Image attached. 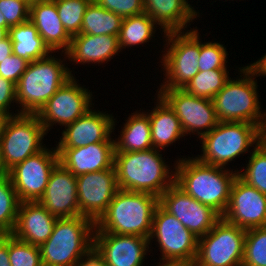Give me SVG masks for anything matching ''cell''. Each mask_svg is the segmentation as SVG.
<instances>
[{"instance_id": "ffe728a7", "label": "cell", "mask_w": 266, "mask_h": 266, "mask_svg": "<svg viewBox=\"0 0 266 266\" xmlns=\"http://www.w3.org/2000/svg\"><path fill=\"white\" fill-rule=\"evenodd\" d=\"M38 202L58 218L80 215L76 176L58 162L52 169L45 193Z\"/></svg>"}, {"instance_id": "44dd1931", "label": "cell", "mask_w": 266, "mask_h": 266, "mask_svg": "<svg viewBox=\"0 0 266 266\" xmlns=\"http://www.w3.org/2000/svg\"><path fill=\"white\" fill-rule=\"evenodd\" d=\"M59 162L76 177L114 166L115 141H104L77 148H56Z\"/></svg>"}, {"instance_id": "74e56055", "label": "cell", "mask_w": 266, "mask_h": 266, "mask_svg": "<svg viewBox=\"0 0 266 266\" xmlns=\"http://www.w3.org/2000/svg\"><path fill=\"white\" fill-rule=\"evenodd\" d=\"M0 11L10 28L29 20L30 5L25 0H0Z\"/></svg>"}, {"instance_id": "9a60e30c", "label": "cell", "mask_w": 266, "mask_h": 266, "mask_svg": "<svg viewBox=\"0 0 266 266\" xmlns=\"http://www.w3.org/2000/svg\"><path fill=\"white\" fill-rule=\"evenodd\" d=\"M159 204L198 238L207 234L222 216L186 193L175 182L159 197Z\"/></svg>"}, {"instance_id": "7dc6e473", "label": "cell", "mask_w": 266, "mask_h": 266, "mask_svg": "<svg viewBox=\"0 0 266 266\" xmlns=\"http://www.w3.org/2000/svg\"><path fill=\"white\" fill-rule=\"evenodd\" d=\"M260 144L266 149V123L260 129Z\"/></svg>"}, {"instance_id": "bcb514c9", "label": "cell", "mask_w": 266, "mask_h": 266, "mask_svg": "<svg viewBox=\"0 0 266 266\" xmlns=\"http://www.w3.org/2000/svg\"><path fill=\"white\" fill-rule=\"evenodd\" d=\"M9 171L6 169L3 159H2V154H1V147H0V179L8 176Z\"/></svg>"}, {"instance_id": "d6986e66", "label": "cell", "mask_w": 266, "mask_h": 266, "mask_svg": "<svg viewBox=\"0 0 266 266\" xmlns=\"http://www.w3.org/2000/svg\"><path fill=\"white\" fill-rule=\"evenodd\" d=\"M89 109L84 115L62 130L55 148H77L89 144L114 141L112 133L115 132L116 119L112 114Z\"/></svg>"}, {"instance_id": "7c38bea8", "label": "cell", "mask_w": 266, "mask_h": 266, "mask_svg": "<svg viewBox=\"0 0 266 266\" xmlns=\"http://www.w3.org/2000/svg\"><path fill=\"white\" fill-rule=\"evenodd\" d=\"M78 82L73 75L36 113L47 134L55 125L73 123L95 104L92 91Z\"/></svg>"}, {"instance_id": "2e32d148", "label": "cell", "mask_w": 266, "mask_h": 266, "mask_svg": "<svg viewBox=\"0 0 266 266\" xmlns=\"http://www.w3.org/2000/svg\"><path fill=\"white\" fill-rule=\"evenodd\" d=\"M93 250L107 266H143L152 252L149 238L104 231H94Z\"/></svg>"}, {"instance_id": "30bf717a", "label": "cell", "mask_w": 266, "mask_h": 266, "mask_svg": "<svg viewBox=\"0 0 266 266\" xmlns=\"http://www.w3.org/2000/svg\"><path fill=\"white\" fill-rule=\"evenodd\" d=\"M153 241L157 242L155 245L160 249L159 262L185 263L193 266L197 257L198 237L160 204L153 214L149 246L152 247Z\"/></svg>"}, {"instance_id": "d590c367", "label": "cell", "mask_w": 266, "mask_h": 266, "mask_svg": "<svg viewBox=\"0 0 266 266\" xmlns=\"http://www.w3.org/2000/svg\"><path fill=\"white\" fill-rule=\"evenodd\" d=\"M9 260L11 266H43L39 246L32 245L9 234Z\"/></svg>"}, {"instance_id": "f35d334b", "label": "cell", "mask_w": 266, "mask_h": 266, "mask_svg": "<svg viewBox=\"0 0 266 266\" xmlns=\"http://www.w3.org/2000/svg\"><path fill=\"white\" fill-rule=\"evenodd\" d=\"M99 6L127 18L144 13L143 0H93Z\"/></svg>"}, {"instance_id": "4316f807", "label": "cell", "mask_w": 266, "mask_h": 266, "mask_svg": "<svg viewBox=\"0 0 266 266\" xmlns=\"http://www.w3.org/2000/svg\"><path fill=\"white\" fill-rule=\"evenodd\" d=\"M141 108L125 119L120 135L115 138V152L146 151L153 148L150 120Z\"/></svg>"}, {"instance_id": "4dcf8cb0", "label": "cell", "mask_w": 266, "mask_h": 266, "mask_svg": "<svg viewBox=\"0 0 266 266\" xmlns=\"http://www.w3.org/2000/svg\"><path fill=\"white\" fill-rule=\"evenodd\" d=\"M229 72L227 69L199 71L182 89L193 96L213 99L231 78Z\"/></svg>"}, {"instance_id": "836d02e7", "label": "cell", "mask_w": 266, "mask_h": 266, "mask_svg": "<svg viewBox=\"0 0 266 266\" xmlns=\"http://www.w3.org/2000/svg\"><path fill=\"white\" fill-rule=\"evenodd\" d=\"M92 0H54L64 29L72 37L80 33L85 10Z\"/></svg>"}, {"instance_id": "d4e9b609", "label": "cell", "mask_w": 266, "mask_h": 266, "mask_svg": "<svg viewBox=\"0 0 266 266\" xmlns=\"http://www.w3.org/2000/svg\"><path fill=\"white\" fill-rule=\"evenodd\" d=\"M29 20L37 28L52 52H66L72 37L64 29L54 0H42L30 5Z\"/></svg>"}, {"instance_id": "f6af8a7d", "label": "cell", "mask_w": 266, "mask_h": 266, "mask_svg": "<svg viewBox=\"0 0 266 266\" xmlns=\"http://www.w3.org/2000/svg\"><path fill=\"white\" fill-rule=\"evenodd\" d=\"M13 54V47L10 37L7 36L5 39L0 41V63L2 60Z\"/></svg>"}, {"instance_id": "9c48e42d", "label": "cell", "mask_w": 266, "mask_h": 266, "mask_svg": "<svg viewBox=\"0 0 266 266\" xmlns=\"http://www.w3.org/2000/svg\"><path fill=\"white\" fill-rule=\"evenodd\" d=\"M47 135L36 114L20 113L0 118V147L3 163L9 171L27 157L42 151Z\"/></svg>"}, {"instance_id": "e575fe53", "label": "cell", "mask_w": 266, "mask_h": 266, "mask_svg": "<svg viewBox=\"0 0 266 266\" xmlns=\"http://www.w3.org/2000/svg\"><path fill=\"white\" fill-rule=\"evenodd\" d=\"M241 266H266V227L246 230Z\"/></svg>"}, {"instance_id": "8d00e7d4", "label": "cell", "mask_w": 266, "mask_h": 266, "mask_svg": "<svg viewBox=\"0 0 266 266\" xmlns=\"http://www.w3.org/2000/svg\"><path fill=\"white\" fill-rule=\"evenodd\" d=\"M226 48L221 42H202L200 38L198 70L228 69L226 64L228 63L227 58L229 54Z\"/></svg>"}, {"instance_id": "5bb4252c", "label": "cell", "mask_w": 266, "mask_h": 266, "mask_svg": "<svg viewBox=\"0 0 266 266\" xmlns=\"http://www.w3.org/2000/svg\"><path fill=\"white\" fill-rule=\"evenodd\" d=\"M58 162L56 148L46 146L9 170L8 176L21 202H36L42 198L50 173Z\"/></svg>"}, {"instance_id": "7bdbcfd3", "label": "cell", "mask_w": 266, "mask_h": 266, "mask_svg": "<svg viewBox=\"0 0 266 266\" xmlns=\"http://www.w3.org/2000/svg\"><path fill=\"white\" fill-rule=\"evenodd\" d=\"M0 266H11L9 260V234H0Z\"/></svg>"}, {"instance_id": "6da1fadb", "label": "cell", "mask_w": 266, "mask_h": 266, "mask_svg": "<svg viewBox=\"0 0 266 266\" xmlns=\"http://www.w3.org/2000/svg\"><path fill=\"white\" fill-rule=\"evenodd\" d=\"M175 183L221 216L225 213L237 170L205 164L195 156L175 160ZM234 170V171H233Z\"/></svg>"}, {"instance_id": "7a4b0ae2", "label": "cell", "mask_w": 266, "mask_h": 266, "mask_svg": "<svg viewBox=\"0 0 266 266\" xmlns=\"http://www.w3.org/2000/svg\"><path fill=\"white\" fill-rule=\"evenodd\" d=\"M162 150L115 152L118 189L146 192L158 198L175 182V163L171 167ZM173 168V170H172Z\"/></svg>"}, {"instance_id": "52a82bcc", "label": "cell", "mask_w": 266, "mask_h": 266, "mask_svg": "<svg viewBox=\"0 0 266 266\" xmlns=\"http://www.w3.org/2000/svg\"><path fill=\"white\" fill-rule=\"evenodd\" d=\"M200 139L202 154L195 157L205 164L226 168L260 144V128L248 122H218Z\"/></svg>"}, {"instance_id": "c3c4849f", "label": "cell", "mask_w": 266, "mask_h": 266, "mask_svg": "<svg viewBox=\"0 0 266 266\" xmlns=\"http://www.w3.org/2000/svg\"><path fill=\"white\" fill-rule=\"evenodd\" d=\"M156 266H191L185 263L158 262Z\"/></svg>"}, {"instance_id": "8992f818", "label": "cell", "mask_w": 266, "mask_h": 266, "mask_svg": "<svg viewBox=\"0 0 266 266\" xmlns=\"http://www.w3.org/2000/svg\"><path fill=\"white\" fill-rule=\"evenodd\" d=\"M238 68L241 75L230 78L212 99L217 119L219 122H248L261 129L266 123V110L261 108L257 79L245 67Z\"/></svg>"}, {"instance_id": "5b68a950", "label": "cell", "mask_w": 266, "mask_h": 266, "mask_svg": "<svg viewBox=\"0 0 266 266\" xmlns=\"http://www.w3.org/2000/svg\"><path fill=\"white\" fill-rule=\"evenodd\" d=\"M95 223L84 216L58 218L40 246L43 266H77L93 250Z\"/></svg>"}, {"instance_id": "ee69618b", "label": "cell", "mask_w": 266, "mask_h": 266, "mask_svg": "<svg viewBox=\"0 0 266 266\" xmlns=\"http://www.w3.org/2000/svg\"><path fill=\"white\" fill-rule=\"evenodd\" d=\"M77 266H107L104 261L92 250Z\"/></svg>"}, {"instance_id": "ab89813d", "label": "cell", "mask_w": 266, "mask_h": 266, "mask_svg": "<svg viewBox=\"0 0 266 266\" xmlns=\"http://www.w3.org/2000/svg\"><path fill=\"white\" fill-rule=\"evenodd\" d=\"M28 63L25 59L12 54L0 63V75L16 85Z\"/></svg>"}, {"instance_id": "1f68e13d", "label": "cell", "mask_w": 266, "mask_h": 266, "mask_svg": "<svg viewBox=\"0 0 266 266\" xmlns=\"http://www.w3.org/2000/svg\"><path fill=\"white\" fill-rule=\"evenodd\" d=\"M21 201L18 198L11 178L0 179V234H12Z\"/></svg>"}, {"instance_id": "f1b7e54d", "label": "cell", "mask_w": 266, "mask_h": 266, "mask_svg": "<svg viewBox=\"0 0 266 266\" xmlns=\"http://www.w3.org/2000/svg\"><path fill=\"white\" fill-rule=\"evenodd\" d=\"M123 18L91 1L87 6L80 34L119 36Z\"/></svg>"}, {"instance_id": "681fc988", "label": "cell", "mask_w": 266, "mask_h": 266, "mask_svg": "<svg viewBox=\"0 0 266 266\" xmlns=\"http://www.w3.org/2000/svg\"><path fill=\"white\" fill-rule=\"evenodd\" d=\"M0 28H4L7 31L9 30V27L6 25V19L3 16V14L1 13V11H0Z\"/></svg>"}, {"instance_id": "8fae6325", "label": "cell", "mask_w": 266, "mask_h": 266, "mask_svg": "<svg viewBox=\"0 0 266 266\" xmlns=\"http://www.w3.org/2000/svg\"><path fill=\"white\" fill-rule=\"evenodd\" d=\"M246 230L221 218L204 236L198 238L193 266H241Z\"/></svg>"}, {"instance_id": "ac0fdd59", "label": "cell", "mask_w": 266, "mask_h": 266, "mask_svg": "<svg viewBox=\"0 0 266 266\" xmlns=\"http://www.w3.org/2000/svg\"><path fill=\"white\" fill-rule=\"evenodd\" d=\"M222 218L245 230L266 227V195L237 175Z\"/></svg>"}, {"instance_id": "277c9868", "label": "cell", "mask_w": 266, "mask_h": 266, "mask_svg": "<svg viewBox=\"0 0 266 266\" xmlns=\"http://www.w3.org/2000/svg\"><path fill=\"white\" fill-rule=\"evenodd\" d=\"M159 198L146 192L118 190L94 231L149 238Z\"/></svg>"}, {"instance_id": "e0dca14e", "label": "cell", "mask_w": 266, "mask_h": 266, "mask_svg": "<svg viewBox=\"0 0 266 266\" xmlns=\"http://www.w3.org/2000/svg\"><path fill=\"white\" fill-rule=\"evenodd\" d=\"M80 215L96 223L119 190L115 166L76 177Z\"/></svg>"}, {"instance_id": "60d3db41", "label": "cell", "mask_w": 266, "mask_h": 266, "mask_svg": "<svg viewBox=\"0 0 266 266\" xmlns=\"http://www.w3.org/2000/svg\"><path fill=\"white\" fill-rule=\"evenodd\" d=\"M14 103L17 105L16 85L0 75V118L20 114L10 110Z\"/></svg>"}, {"instance_id": "f546056e", "label": "cell", "mask_w": 266, "mask_h": 266, "mask_svg": "<svg viewBox=\"0 0 266 266\" xmlns=\"http://www.w3.org/2000/svg\"><path fill=\"white\" fill-rule=\"evenodd\" d=\"M159 27L146 13L123 18L118 36L120 50L133 46H140L155 39L156 29Z\"/></svg>"}, {"instance_id": "7402d4cb", "label": "cell", "mask_w": 266, "mask_h": 266, "mask_svg": "<svg viewBox=\"0 0 266 266\" xmlns=\"http://www.w3.org/2000/svg\"><path fill=\"white\" fill-rule=\"evenodd\" d=\"M122 52L119 47L118 36L76 34L72 36L69 49L66 51L67 59L73 64L90 65L109 62Z\"/></svg>"}, {"instance_id": "3957f363", "label": "cell", "mask_w": 266, "mask_h": 266, "mask_svg": "<svg viewBox=\"0 0 266 266\" xmlns=\"http://www.w3.org/2000/svg\"><path fill=\"white\" fill-rule=\"evenodd\" d=\"M48 56L28 63L25 72L16 84L17 108L15 112L36 114L42 106L73 75L67 66L66 52ZM64 54V55H63ZM53 55V56H52ZM57 57V58H56ZM67 64V65H66Z\"/></svg>"}, {"instance_id": "83f0119b", "label": "cell", "mask_w": 266, "mask_h": 266, "mask_svg": "<svg viewBox=\"0 0 266 266\" xmlns=\"http://www.w3.org/2000/svg\"><path fill=\"white\" fill-rule=\"evenodd\" d=\"M8 36L12 42L13 54L29 63L42 59L52 52L30 20L10 27Z\"/></svg>"}, {"instance_id": "f907efd6", "label": "cell", "mask_w": 266, "mask_h": 266, "mask_svg": "<svg viewBox=\"0 0 266 266\" xmlns=\"http://www.w3.org/2000/svg\"><path fill=\"white\" fill-rule=\"evenodd\" d=\"M8 36V31L4 28H0V41Z\"/></svg>"}, {"instance_id": "603a6c76", "label": "cell", "mask_w": 266, "mask_h": 266, "mask_svg": "<svg viewBox=\"0 0 266 266\" xmlns=\"http://www.w3.org/2000/svg\"><path fill=\"white\" fill-rule=\"evenodd\" d=\"M58 217L40 202H21L13 235L22 241L41 246L51 236Z\"/></svg>"}, {"instance_id": "d6a6232c", "label": "cell", "mask_w": 266, "mask_h": 266, "mask_svg": "<svg viewBox=\"0 0 266 266\" xmlns=\"http://www.w3.org/2000/svg\"><path fill=\"white\" fill-rule=\"evenodd\" d=\"M249 156L248 163L244 166L246 168L237 169L238 176L266 195V149L259 144Z\"/></svg>"}, {"instance_id": "cb8c5ba5", "label": "cell", "mask_w": 266, "mask_h": 266, "mask_svg": "<svg viewBox=\"0 0 266 266\" xmlns=\"http://www.w3.org/2000/svg\"><path fill=\"white\" fill-rule=\"evenodd\" d=\"M188 0H143L144 13L159 26L165 36L168 32L187 31L195 19L200 18L199 10ZM164 32V33H163Z\"/></svg>"}, {"instance_id": "4fadbf2b", "label": "cell", "mask_w": 266, "mask_h": 266, "mask_svg": "<svg viewBox=\"0 0 266 266\" xmlns=\"http://www.w3.org/2000/svg\"><path fill=\"white\" fill-rule=\"evenodd\" d=\"M158 94L169 104L180 120L184 134L200 138L213 130L217 124L212 99L188 94L183 89H157Z\"/></svg>"}, {"instance_id": "484cf974", "label": "cell", "mask_w": 266, "mask_h": 266, "mask_svg": "<svg viewBox=\"0 0 266 266\" xmlns=\"http://www.w3.org/2000/svg\"><path fill=\"white\" fill-rule=\"evenodd\" d=\"M153 109L145 111L150 120L151 138L154 149L165 150L184 136L180 120L169 104L158 94ZM150 111V112H149Z\"/></svg>"}, {"instance_id": "816d5d0a", "label": "cell", "mask_w": 266, "mask_h": 266, "mask_svg": "<svg viewBox=\"0 0 266 266\" xmlns=\"http://www.w3.org/2000/svg\"><path fill=\"white\" fill-rule=\"evenodd\" d=\"M29 5L31 4H34V3H37L39 1H42V0H25Z\"/></svg>"}, {"instance_id": "b9f144b4", "label": "cell", "mask_w": 266, "mask_h": 266, "mask_svg": "<svg viewBox=\"0 0 266 266\" xmlns=\"http://www.w3.org/2000/svg\"><path fill=\"white\" fill-rule=\"evenodd\" d=\"M244 66L254 78L257 77H265L266 76V53L260 57V59L256 60L253 63L246 64Z\"/></svg>"}, {"instance_id": "ba28073f", "label": "cell", "mask_w": 266, "mask_h": 266, "mask_svg": "<svg viewBox=\"0 0 266 266\" xmlns=\"http://www.w3.org/2000/svg\"><path fill=\"white\" fill-rule=\"evenodd\" d=\"M198 30L196 26L187 31L168 32L162 36L165 44L161 51L160 66L166 78L163 77V83L158 89H182L198 74L201 36Z\"/></svg>"}]
</instances>
